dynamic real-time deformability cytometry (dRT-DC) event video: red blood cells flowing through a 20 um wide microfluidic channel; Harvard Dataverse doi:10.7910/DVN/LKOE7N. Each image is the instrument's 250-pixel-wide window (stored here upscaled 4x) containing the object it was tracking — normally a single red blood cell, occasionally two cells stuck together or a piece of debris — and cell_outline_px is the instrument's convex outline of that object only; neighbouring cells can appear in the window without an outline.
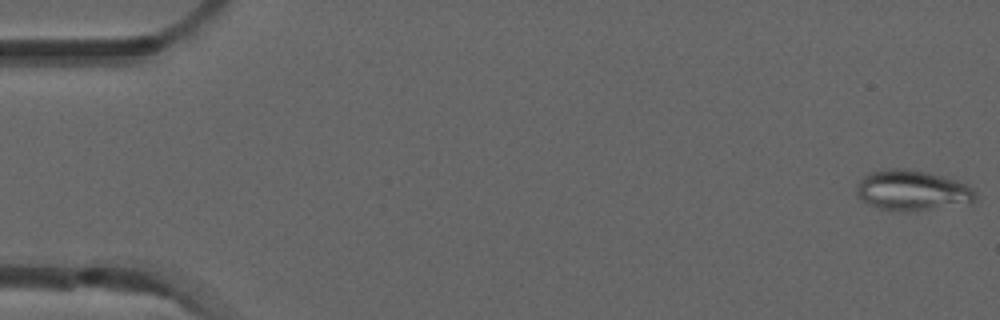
{"species": "common noctule bat (a hibernating species)", "species_latin": "Nyctalus noctula", "temperature_condition": "room temperature", "stored_images_in_passage": 5, "camera_frame_rate_fps": 3000, "um_per_image_px": 0.085, "animal": {"sex": "male", "forearm_length_mm": 52.5}, "frame": {"image": 1, "passage_image": 1, "time_ms": 0.0, "image_size_px": [1000, 320], "cell_outline_px": [[976, 196], [972, 200], [912, 212], [880, 208], [868, 204], [860, 200], [856, 192], [856, 184], [864, 176], [872, 172], [892, 168], [904, 168], [924, 172], [956, 180], [968, 184], [972, 188]], "centroid_in_image_um": [77.44, 16.17], "position_along_channel_um": 7.6, "area_um2": 27.22}}